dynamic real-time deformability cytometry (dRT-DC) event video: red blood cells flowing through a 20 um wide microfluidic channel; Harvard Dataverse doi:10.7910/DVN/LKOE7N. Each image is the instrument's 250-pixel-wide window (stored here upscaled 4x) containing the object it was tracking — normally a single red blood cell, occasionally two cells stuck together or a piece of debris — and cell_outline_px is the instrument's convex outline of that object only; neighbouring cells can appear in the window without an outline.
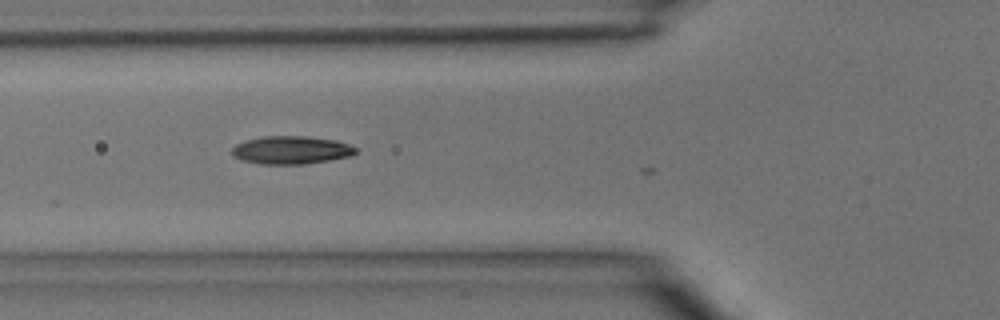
{"species": "common noctule bat (a hibernating species)", "species_latin": "Nyctalus noctula", "temperature_condition": "room temperature", "stored_images_in_passage": 5, "camera_frame_rate_fps": 3000, "um_per_image_px": 0.085, "animal": {"sex": "male", "body_mass_g": 15.6}, "frame": {"image": 1, "passage_image": 2, "time_ms": 0.333, "image_size_px": [1000, 320], "cell_outline_px": [[360, 148], [352, 156], [304, 164], [260, 164], [240, 160], [232, 156], [232, 148], [236, 144], [244, 140], [264, 136], [308, 136], [336, 140]], "centroid_in_image_um": [24.75, 12.75], "position_along_channel_um": 101.1, "area_um2": 20.46}}